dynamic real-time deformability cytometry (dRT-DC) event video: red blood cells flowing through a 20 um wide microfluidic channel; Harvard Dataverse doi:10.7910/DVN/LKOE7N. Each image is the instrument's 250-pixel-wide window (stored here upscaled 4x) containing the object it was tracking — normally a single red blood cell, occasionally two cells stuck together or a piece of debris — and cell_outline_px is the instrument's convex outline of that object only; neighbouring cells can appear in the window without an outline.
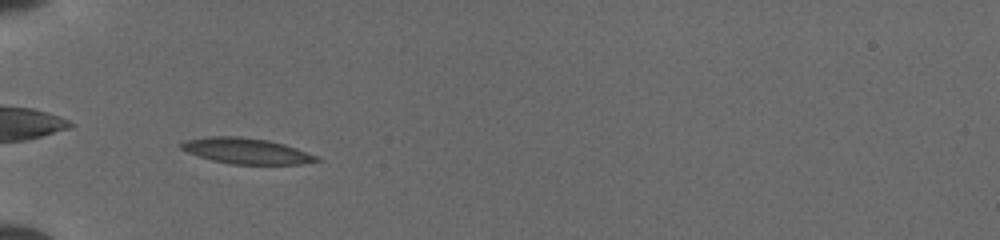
{"species": "common noctule bat (a hibernating species)", "species_latin": "Nyctalus noctula", "temperature_condition": "cold", "stored_images_in_passage": 38, "camera_frame_rate_fps": 3000, "um_per_image_px": 0.085, "animal": {"sex": "female", "body_mass_g": 19.5, "forearm_length_mm": 54.1}, "frame": {"image": 1, "passage_image": 5, "time_ms": 1.333, "image_size_px": [1000, 240], "cell_outline_px": [[324, 160], [300, 164], [232, 164], [212, 160], [188, 152], [180, 148], [180, 144], [184, 140], [208, 136], [240, 136], [268, 140], [284, 144], [320, 156]], "centroid_in_image_um": [20.98, 12.82], "position_along_channel_um": 64.0, "area_um2": 20.4}}
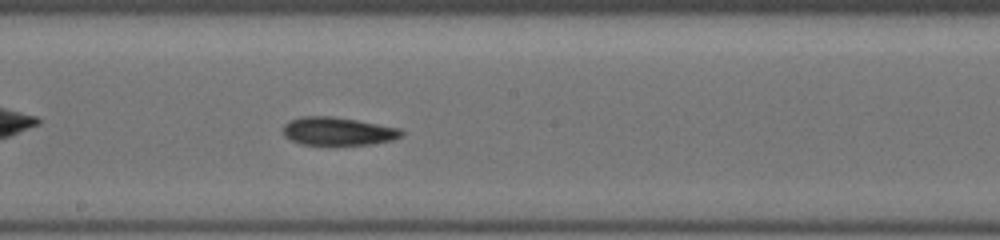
{"frame": {"image": 2, "passage_image": 17, "time_ms": 5.333, "image_size_px": [1000, 240], "cell_outline_px": [[404, 136], [392, 140], [372, 144], [300, 144], [284, 136], [284, 124], [288, 120], [300, 116], [332, 116], [356, 120], [400, 128], [404, 132]], "centroid_in_image_um": [28.73, 11.14], "position_along_channel_um": 219.5, "area_um2": 19.36}}
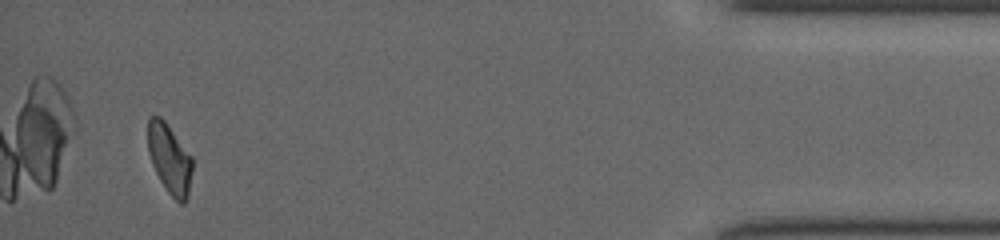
{"frame": {"image": 3, "passage_image": 36, "time_ms": 11.667, "image_size_px": [1000, 240], "cell_outline_px": [[192, 168], [188, 196], [184, 204], [180, 204], [168, 192], [160, 180], [152, 164], [148, 152], [148, 120], [152, 116], [160, 116], [164, 120], [192, 156]], "centroid_in_image_um": [14.42, 13.51], "position_along_channel_um": 420.8, "area_um2": 17.92}}